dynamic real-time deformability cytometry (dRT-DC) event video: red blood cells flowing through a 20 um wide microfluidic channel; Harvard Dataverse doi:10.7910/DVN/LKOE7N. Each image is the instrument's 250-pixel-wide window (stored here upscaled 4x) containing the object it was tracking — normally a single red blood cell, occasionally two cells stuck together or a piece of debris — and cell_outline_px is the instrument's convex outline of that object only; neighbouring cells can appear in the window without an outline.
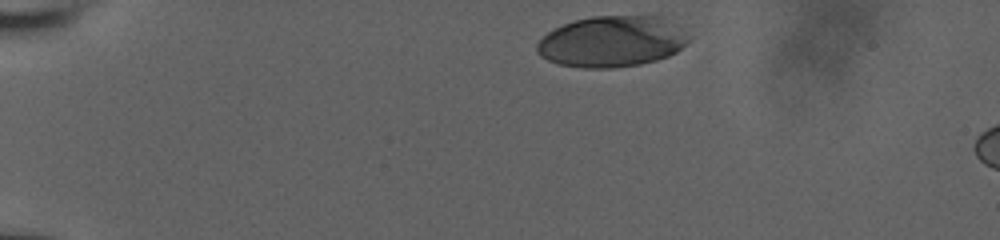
{"species": "human", "species_latin": "Homo sapiens", "temperature_condition": "room temperature", "stored_images_in_passage": 8, "camera_frame_rate_fps": 3000, "um_per_image_px": 0.085, "donor": {"sex": "male"}, "frame": {"image": 1, "passage_image": 1, "time_ms": 0.0, "image_size_px": [1000, 240], "cell_outline_px": [[692, 36], [676, 52], [668, 56], [656, 60], [640, 64], [612, 68], [584, 68], [560, 64], [548, 60], [540, 56], [536, 52], [536, 44], [548, 32], [564, 24], [576, 20], [592, 16], [656, 12], [664, 16]], "centroid_in_image_um": [52.08, 3.47], "position_along_channel_um": 32.9, "area_um2": 46.18}}